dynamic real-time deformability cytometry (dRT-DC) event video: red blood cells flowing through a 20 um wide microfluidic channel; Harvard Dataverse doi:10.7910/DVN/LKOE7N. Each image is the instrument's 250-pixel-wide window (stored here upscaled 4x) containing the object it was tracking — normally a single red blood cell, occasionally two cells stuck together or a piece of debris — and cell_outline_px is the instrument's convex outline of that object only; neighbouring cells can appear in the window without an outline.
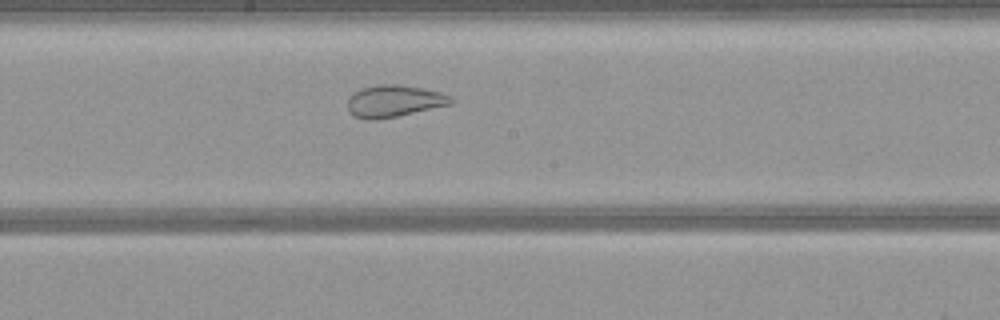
{"species": "common noctule bat (a hibernating species)", "species_latin": "Nyctalus noctula", "temperature_condition": "warm", "stored_images_in_passage": 38, "camera_frame_rate_fps": 3000, "um_per_image_px": 0.085, "animal": {"sex": "female", "body_mass_g": 21.9}, "frame": {"image": 1, "passage_image": 13, "time_ms": 4.0, "image_size_px": [1000, 320], "cell_outline_px": [[452, 104], [396, 116], [376, 120], [364, 120], [352, 116], [348, 112], [348, 96], [352, 92], [360, 88], [380, 84], [400, 84], [440, 92], [452, 96]], "centroid_in_image_um": [33.42, 8.59], "position_along_channel_um": 214.8, "area_um2": 19.42}}
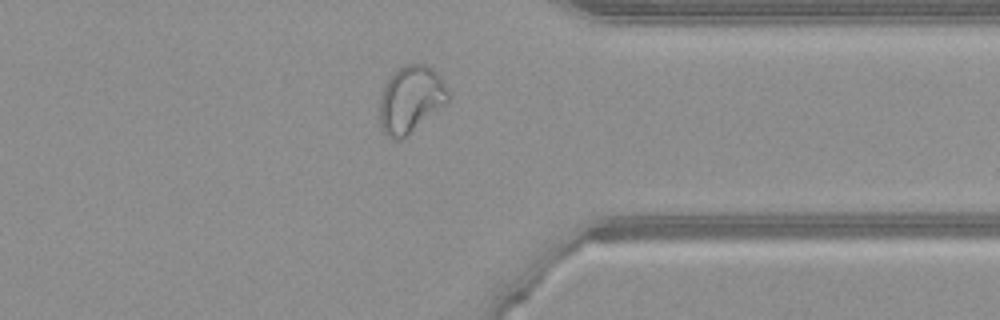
{"frame": {"image": 2, "passage_image": 26, "time_ms": 8.333, "image_size_px": [1000, 320], "cell_outline_px": [[452, 96], [444, 104], [404, 136], [396, 140], [388, 136], [384, 132], [380, 124], [380, 96], [384, 84], [392, 72], [404, 64], [428, 64], [440, 76], [448, 88]], "centroid_in_image_um": [34.9, 8.37], "position_along_channel_um": 376.5, "area_um2": 26.41}}
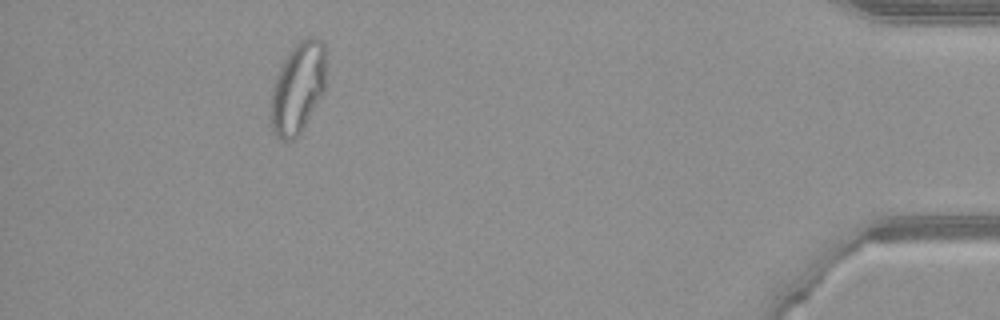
{"frame": {"image": 3, "passage_image": 33, "time_ms": 10.667, "image_size_px": [1000, 320], "cell_outline_px": [[324, 92], [300, 136], [292, 140], [280, 140], [272, 132], [268, 116], [272, 88], [276, 76], [288, 52], [300, 40], [308, 36], [316, 36], [324, 44]], "centroid_in_image_um": [25.28, 7.54], "position_along_channel_um": 409.9, "area_um2": 29.88}}